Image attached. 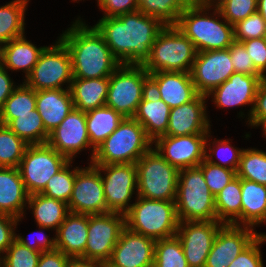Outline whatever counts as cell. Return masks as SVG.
Here are the masks:
<instances>
[{
    "instance_id": "obj_22",
    "label": "cell",
    "mask_w": 266,
    "mask_h": 267,
    "mask_svg": "<svg viewBox=\"0 0 266 267\" xmlns=\"http://www.w3.org/2000/svg\"><path fill=\"white\" fill-rule=\"evenodd\" d=\"M262 78L261 75H247L234 72L228 80L214 88L206 96L208 98L212 96V101L219 109L251 105L247 118L249 119L253 109L256 91Z\"/></svg>"
},
{
    "instance_id": "obj_35",
    "label": "cell",
    "mask_w": 266,
    "mask_h": 267,
    "mask_svg": "<svg viewBox=\"0 0 266 267\" xmlns=\"http://www.w3.org/2000/svg\"><path fill=\"white\" fill-rule=\"evenodd\" d=\"M36 109V91L25 82L18 85L0 109V124L6 126L16 115L32 114Z\"/></svg>"
},
{
    "instance_id": "obj_13",
    "label": "cell",
    "mask_w": 266,
    "mask_h": 267,
    "mask_svg": "<svg viewBox=\"0 0 266 267\" xmlns=\"http://www.w3.org/2000/svg\"><path fill=\"white\" fill-rule=\"evenodd\" d=\"M101 172L104 197L109 212L125 214L132 204L130 200L137 193L136 164L95 165ZM102 172L105 176L102 175Z\"/></svg>"
},
{
    "instance_id": "obj_12",
    "label": "cell",
    "mask_w": 266,
    "mask_h": 267,
    "mask_svg": "<svg viewBox=\"0 0 266 267\" xmlns=\"http://www.w3.org/2000/svg\"><path fill=\"white\" fill-rule=\"evenodd\" d=\"M125 227V214L109 212L88 215L85 259L107 263Z\"/></svg>"
},
{
    "instance_id": "obj_36",
    "label": "cell",
    "mask_w": 266,
    "mask_h": 267,
    "mask_svg": "<svg viewBox=\"0 0 266 267\" xmlns=\"http://www.w3.org/2000/svg\"><path fill=\"white\" fill-rule=\"evenodd\" d=\"M6 126L28 145L46 144L48 141L49 133L37 109L32 114L16 115Z\"/></svg>"
},
{
    "instance_id": "obj_10",
    "label": "cell",
    "mask_w": 266,
    "mask_h": 267,
    "mask_svg": "<svg viewBox=\"0 0 266 267\" xmlns=\"http://www.w3.org/2000/svg\"><path fill=\"white\" fill-rule=\"evenodd\" d=\"M73 80L72 60L65 44L57 39L41 52L31 74L24 82L35 91L70 88Z\"/></svg>"
},
{
    "instance_id": "obj_21",
    "label": "cell",
    "mask_w": 266,
    "mask_h": 267,
    "mask_svg": "<svg viewBox=\"0 0 266 267\" xmlns=\"http://www.w3.org/2000/svg\"><path fill=\"white\" fill-rule=\"evenodd\" d=\"M149 90L171 109L189 103L199 95L189 72L149 73Z\"/></svg>"
},
{
    "instance_id": "obj_4",
    "label": "cell",
    "mask_w": 266,
    "mask_h": 267,
    "mask_svg": "<svg viewBox=\"0 0 266 267\" xmlns=\"http://www.w3.org/2000/svg\"><path fill=\"white\" fill-rule=\"evenodd\" d=\"M143 126L134 118H124L107 139L96 149L93 165L136 162L153 147Z\"/></svg>"
},
{
    "instance_id": "obj_24",
    "label": "cell",
    "mask_w": 266,
    "mask_h": 267,
    "mask_svg": "<svg viewBox=\"0 0 266 267\" xmlns=\"http://www.w3.org/2000/svg\"><path fill=\"white\" fill-rule=\"evenodd\" d=\"M28 198L19 169L0 167V214L23 218Z\"/></svg>"
},
{
    "instance_id": "obj_30",
    "label": "cell",
    "mask_w": 266,
    "mask_h": 267,
    "mask_svg": "<svg viewBox=\"0 0 266 267\" xmlns=\"http://www.w3.org/2000/svg\"><path fill=\"white\" fill-rule=\"evenodd\" d=\"M28 208L32 210L37 226L42 230H58L70 212L64 201L47 197L41 193L29 195Z\"/></svg>"
},
{
    "instance_id": "obj_2",
    "label": "cell",
    "mask_w": 266,
    "mask_h": 267,
    "mask_svg": "<svg viewBox=\"0 0 266 267\" xmlns=\"http://www.w3.org/2000/svg\"><path fill=\"white\" fill-rule=\"evenodd\" d=\"M79 19L59 36L69 50L73 78L110 77L120 62L112 55L97 29Z\"/></svg>"
},
{
    "instance_id": "obj_52",
    "label": "cell",
    "mask_w": 266,
    "mask_h": 267,
    "mask_svg": "<svg viewBox=\"0 0 266 267\" xmlns=\"http://www.w3.org/2000/svg\"><path fill=\"white\" fill-rule=\"evenodd\" d=\"M264 118H266V77H263L258 85L253 109L247 122L253 128Z\"/></svg>"
},
{
    "instance_id": "obj_44",
    "label": "cell",
    "mask_w": 266,
    "mask_h": 267,
    "mask_svg": "<svg viewBox=\"0 0 266 267\" xmlns=\"http://www.w3.org/2000/svg\"><path fill=\"white\" fill-rule=\"evenodd\" d=\"M216 7L222 17L234 26L257 12V0H222Z\"/></svg>"
},
{
    "instance_id": "obj_61",
    "label": "cell",
    "mask_w": 266,
    "mask_h": 267,
    "mask_svg": "<svg viewBox=\"0 0 266 267\" xmlns=\"http://www.w3.org/2000/svg\"><path fill=\"white\" fill-rule=\"evenodd\" d=\"M0 267H2V256L0 255Z\"/></svg>"
},
{
    "instance_id": "obj_16",
    "label": "cell",
    "mask_w": 266,
    "mask_h": 267,
    "mask_svg": "<svg viewBox=\"0 0 266 267\" xmlns=\"http://www.w3.org/2000/svg\"><path fill=\"white\" fill-rule=\"evenodd\" d=\"M213 221H181L176 232L189 267H204L219 228Z\"/></svg>"
},
{
    "instance_id": "obj_28",
    "label": "cell",
    "mask_w": 266,
    "mask_h": 267,
    "mask_svg": "<svg viewBox=\"0 0 266 267\" xmlns=\"http://www.w3.org/2000/svg\"><path fill=\"white\" fill-rule=\"evenodd\" d=\"M109 77L81 79L73 78L70 92L74 108L88 112L105 106Z\"/></svg>"
},
{
    "instance_id": "obj_43",
    "label": "cell",
    "mask_w": 266,
    "mask_h": 267,
    "mask_svg": "<svg viewBox=\"0 0 266 267\" xmlns=\"http://www.w3.org/2000/svg\"><path fill=\"white\" fill-rule=\"evenodd\" d=\"M6 253V254H5ZM2 257V267H37L41 252L14 239Z\"/></svg>"
},
{
    "instance_id": "obj_32",
    "label": "cell",
    "mask_w": 266,
    "mask_h": 267,
    "mask_svg": "<svg viewBox=\"0 0 266 267\" xmlns=\"http://www.w3.org/2000/svg\"><path fill=\"white\" fill-rule=\"evenodd\" d=\"M124 117L106 105L86 112V126L91 143L92 162L96 149L117 129Z\"/></svg>"
},
{
    "instance_id": "obj_62",
    "label": "cell",
    "mask_w": 266,
    "mask_h": 267,
    "mask_svg": "<svg viewBox=\"0 0 266 267\" xmlns=\"http://www.w3.org/2000/svg\"><path fill=\"white\" fill-rule=\"evenodd\" d=\"M263 38H264V40H265V44H266V34L264 35V37H263Z\"/></svg>"
},
{
    "instance_id": "obj_38",
    "label": "cell",
    "mask_w": 266,
    "mask_h": 267,
    "mask_svg": "<svg viewBox=\"0 0 266 267\" xmlns=\"http://www.w3.org/2000/svg\"><path fill=\"white\" fill-rule=\"evenodd\" d=\"M29 145L0 124V167L18 168Z\"/></svg>"
},
{
    "instance_id": "obj_9",
    "label": "cell",
    "mask_w": 266,
    "mask_h": 267,
    "mask_svg": "<svg viewBox=\"0 0 266 267\" xmlns=\"http://www.w3.org/2000/svg\"><path fill=\"white\" fill-rule=\"evenodd\" d=\"M137 196L150 200L175 201L179 170L153 147L137 162Z\"/></svg>"
},
{
    "instance_id": "obj_7",
    "label": "cell",
    "mask_w": 266,
    "mask_h": 267,
    "mask_svg": "<svg viewBox=\"0 0 266 267\" xmlns=\"http://www.w3.org/2000/svg\"><path fill=\"white\" fill-rule=\"evenodd\" d=\"M197 51L193 42L175 25H166L151 47L150 57L143 64L148 73L189 72Z\"/></svg>"
},
{
    "instance_id": "obj_48",
    "label": "cell",
    "mask_w": 266,
    "mask_h": 267,
    "mask_svg": "<svg viewBox=\"0 0 266 267\" xmlns=\"http://www.w3.org/2000/svg\"><path fill=\"white\" fill-rule=\"evenodd\" d=\"M229 52L235 72L247 75H260L255 70L254 63L241 42L234 41L229 47Z\"/></svg>"
},
{
    "instance_id": "obj_8",
    "label": "cell",
    "mask_w": 266,
    "mask_h": 267,
    "mask_svg": "<svg viewBox=\"0 0 266 267\" xmlns=\"http://www.w3.org/2000/svg\"><path fill=\"white\" fill-rule=\"evenodd\" d=\"M149 90V73L143 65L120 64L109 77L105 105L124 118H133Z\"/></svg>"
},
{
    "instance_id": "obj_31",
    "label": "cell",
    "mask_w": 266,
    "mask_h": 267,
    "mask_svg": "<svg viewBox=\"0 0 266 267\" xmlns=\"http://www.w3.org/2000/svg\"><path fill=\"white\" fill-rule=\"evenodd\" d=\"M46 46L37 48L25 35L4 44L2 65L13 71L23 70L25 79L31 74L41 52Z\"/></svg>"
},
{
    "instance_id": "obj_19",
    "label": "cell",
    "mask_w": 266,
    "mask_h": 267,
    "mask_svg": "<svg viewBox=\"0 0 266 267\" xmlns=\"http://www.w3.org/2000/svg\"><path fill=\"white\" fill-rule=\"evenodd\" d=\"M47 144L70 161L79 152L90 148L86 112L73 108L59 126L49 133Z\"/></svg>"
},
{
    "instance_id": "obj_20",
    "label": "cell",
    "mask_w": 266,
    "mask_h": 267,
    "mask_svg": "<svg viewBox=\"0 0 266 267\" xmlns=\"http://www.w3.org/2000/svg\"><path fill=\"white\" fill-rule=\"evenodd\" d=\"M256 237L257 231L251 227L223 224L218 230L204 267H228Z\"/></svg>"
},
{
    "instance_id": "obj_34",
    "label": "cell",
    "mask_w": 266,
    "mask_h": 267,
    "mask_svg": "<svg viewBox=\"0 0 266 267\" xmlns=\"http://www.w3.org/2000/svg\"><path fill=\"white\" fill-rule=\"evenodd\" d=\"M29 0H12L0 6V40L4 43L25 34V11Z\"/></svg>"
},
{
    "instance_id": "obj_1",
    "label": "cell",
    "mask_w": 266,
    "mask_h": 267,
    "mask_svg": "<svg viewBox=\"0 0 266 267\" xmlns=\"http://www.w3.org/2000/svg\"><path fill=\"white\" fill-rule=\"evenodd\" d=\"M94 27L120 64L143 65L165 25L137 10L118 17L101 18Z\"/></svg>"
},
{
    "instance_id": "obj_37",
    "label": "cell",
    "mask_w": 266,
    "mask_h": 267,
    "mask_svg": "<svg viewBox=\"0 0 266 267\" xmlns=\"http://www.w3.org/2000/svg\"><path fill=\"white\" fill-rule=\"evenodd\" d=\"M138 10L160 20L165 26L176 25L189 0H136Z\"/></svg>"
},
{
    "instance_id": "obj_57",
    "label": "cell",
    "mask_w": 266,
    "mask_h": 267,
    "mask_svg": "<svg viewBox=\"0 0 266 267\" xmlns=\"http://www.w3.org/2000/svg\"><path fill=\"white\" fill-rule=\"evenodd\" d=\"M222 0H189L190 4L200 6H217Z\"/></svg>"
},
{
    "instance_id": "obj_14",
    "label": "cell",
    "mask_w": 266,
    "mask_h": 267,
    "mask_svg": "<svg viewBox=\"0 0 266 267\" xmlns=\"http://www.w3.org/2000/svg\"><path fill=\"white\" fill-rule=\"evenodd\" d=\"M68 208L70 212L87 215L108 213L101 172L92 163L76 171Z\"/></svg>"
},
{
    "instance_id": "obj_46",
    "label": "cell",
    "mask_w": 266,
    "mask_h": 267,
    "mask_svg": "<svg viewBox=\"0 0 266 267\" xmlns=\"http://www.w3.org/2000/svg\"><path fill=\"white\" fill-rule=\"evenodd\" d=\"M266 34V22L256 12L234 25V41L243 42L263 38Z\"/></svg>"
},
{
    "instance_id": "obj_60",
    "label": "cell",
    "mask_w": 266,
    "mask_h": 267,
    "mask_svg": "<svg viewBox=\"0 0 266 267\" xmlns=\"http://www.w3.org/2000/svg\"><path fill=\"white\" fill-rule=\"evenodd\" d=\"M4 44L5 43L0 40V65L3 62Z\"/></svg>"
},
{
    "instance_id": "obj_39",
    "label": "cell",
    "mask_w": 266,
    "mask_h": 267,
    "mask_svg": "<svg viewBox=\"0 0 266 267\" xmlns=\"http://www.w3.org/2000/svg\"><path fill=\"white\" fill-rule=\"evenodd\" d=\"M236 173L239 178L266 185V152L244 149Z\"/></svg>"
},
{
    "instance_id": "obj_23",
    "label": "cell",
    "mask_w": 266,
    "mask_h": 267,
    "mask_svg": "<svg viewBox=\"0 0 266 267\" xmlns=\"http://www.w3.org/2000/svg\"><path fill=\"white\" fill-rule=\"evenodd\" d=\"M207 98L206 95L199 94L189 103L172 108L165 135L187 136L211 132L210 126L212 125H210L205 104Z\"/></svg>"
},
{
    "instance_id": "obj_59",
    "label": "cell",
    "mask_w": 266,
    "mask_h": 267,
    "mask_svg": "<svg viewBox=\"0 0 266 267\" xmlns=\"http://www.w3.org/2000/svg\"><path fill=\"white\" fill-rule=\"evenodd\" d=\"M259 126H262L260 127L262 130H263V135L266 137V118L262 119L257 125L256 127H259Z\"/></svg>"
},
{
    "instance_id": "obj_5",
    "label": "cell",
    "mask_w": 266,
    "mask_h": 267,
    "mask_svg": "<svg viewBox=\"0 0 266 267\" xmlns=\"http://www.w3.org/2000/svg\"><path fill=\"white\" fill-rule=\"evenodd\" d=\"M178 224L175 201L137 196L125 213V227L154 240L175 236Z\"/></svg>"
},
{
    "instance_id": "obj_26",
    "label": "cell",
    "mask_w": 266,
    "mask_h": 267,
    "mask_svg": "<svg viewBox=\"0 0 266 267\" xmlns=\"http://www.w3.org/2000/svg\"><path fill=\"white\" fill-rule=\"evenodd\" d=\"M73 108L74 104L69 89L36 91V109L48 133L58 127Z\"/></svg>"
},
{
    "instance_id": "obj_56",
    "label": "cell",
    "mask_w": 266,
    "mask_h": 267,
    "mask_svg": "<svg viewBox=\"0 0 266 267\" xmlns=\"http://www.w3.org/2000/svg\"><path fill=\"white\" fill-rule=\"evenodd\" d=\"M67 267H106V264L82 257H70Z\"/></svg>"
},
{
    "instance_id": "obj_50",
    "label": "cell",
    "mask_w": 266,
    "mask_h": 267,
    "mask_svg": "<svg viewBox=\"0 0 266 267\" xmlns=\"http://www.w3.org/2000/svg\"><path fill=\"white\" fill-rule=\"evenodd\" d=\"M98 6L104 12L102 18L118 17L138 10L136 0H99Z\"/></svg>"
},
{
    "instance_id": "obj_42",
    "label": "cell",
    "mask_w": 266,
    "mask_h": 267,
    "mask_svg": "<svg viewBox=\"0 0 266 267\" xmlns=\"http://www.w3.org/2000/svg\"><path fill=\"white\" fill-rule=\"evenodd\" d=\"M72 161H70L65 167H63L57 174L53 175L41 192V194L64 201L68 204L75 182L76 171L80 167L73 168L74 170L69 169Z\"/></svg>"
},
{
    "instance_id": "obj_47",
    "label": "cell",
    "mask_w": 266,
    "mask_h": 267,
    "mask_svg": "<svg viewBox=\"0 0 266 267\" xmlns=\"http://www.w3.org/2000/svg\"><path fill=\"white\" fill-rule=\"evenodd\" d=\"M266 243V234L257 233V237L241 251L228 267H264L260 246Z\"/></svg>"
},
{
    "instance_id": "obj_53",
    "label": "cell",
    "mask_w": 266,
    "mask_h": 267,
    "mask_svg": "<svg viewBox=\"0 0 266 267\" xmlns=\"http://www.w3.org/2000/svg\"><path fill=\"white\" fill-rule=\"evenodd\" d=\"M39 235L41 236L38 237L36 235L38 238L37 237L35 238V241L37 242L29 241L30 239L29 240L25 239L24 236H20L18 234H15V239L24 246L28 247L29 249L38 252L52 251L56 249V238L54 237L49 238L48 235L44 234L42 230H39Z\"/></svg>"
},
{
    "instance_id": "obj_49",
    "label": "cell",
    "mask_w": 266,
    "mask_h": 267,
    "mask_svg": "<svg viewBox=\"0 0 266 267\" xmlns=\"http://www.w3.org/2000/svg\"><path fill=\"white\" fill-rule=\"evenodd\" d=\"M254 63L255 70L266 77V44L264 38L250 39L241 42Z\"/></svg>"
},
{
    "instance_id": "obj_51",
    "label": "cell",
    "mask_w": 266,
    "mask_h": 267,
    "mask_svg": "<svg viewBox=\"0 0 266 267\" xmlns=\"http://www.w3.org/2000/svg\"><path fill=\"white\" fill-rule=\"evenodd\" d=\"M22 218L0 214V254H4L15 239V228Z\"/></svg>"
},
{
    "instance_id": "obj_41",
    "label": "cell",
    "mask_w": 266,
    "mask_h": 267,
    "mask_svg": "<svg viewBox=\"0 0 266 267\" xmlns=\"http://www.w3.org/2000/svg\"><path fill=\"white\" fill-rule=\"evenodd\" d=\"M210 135L211 133L208 132L205 144V160L212 164L237 171L244 148L238 149L236 147L234 148V146L232 147L229 142L230 140L228 139H214V141L211 143L214 144L212 146L215 147L213 149L211 147L208 148L209 145L211 146L210 142L208 141L210 139L209 137H211ZM208 150L211 153H209ZM214 157L218 158L219 162L213 160Z\"/></svg>"
},
{
    "instance_id": "obj_45",
    "label": "cell",
    "mask_w": 266,
    "mask_h": 267,
    "mask_svg": "<svg viewBox=\"0 0 266 267\" xmlns=\"http://www.w3.org/2000/svg\"><path fill=\"white\" fill-rule=\"evenodd\" d=\"M198 167L202 170L205 182L214 196L237 176L235 170L212 164L205 159Z\"/></svg>"
},
{
    "instance_id": "obj_29",
    "label": "cell",
    "mask_w": 266,
    "mask_h": 267,
    "mask_svg": "<svg viewBox=\"0 0 266 267\" xmlns=\"http://www.w3.org/2000/svg\"><path fill=\"white\" fill-rule=\"evenodd\" d=\"M241 224L255 228L266 219V185L241 178Z\"/></svg>"
},
{
    "instance_id": "obj_55",
    "label": "cell",
    "mask_w": 266,
    "mask_h": 267,
    "mask_svg": "<svg viewBox=\"0 0 266 267\" xmlns=\"http://www.w3.org/2000/svg\"><path fill=\"white\" fill-rule=\"evenodd\" d=\"M17 86L11 80L8 70L0 65V109L5 104V101L10 97L11 93Z\"/></svg>"
},
{
    "instance_id": "obj_58",
    "label": "cell",
    "mask_w": 266,
    "mask_h": 267,
    "mask_svg": "<svg viewBox=\"0 0 266 267\" xmlns=\"http://www.w3.org/2000/svg\"><path fill=\"white\" fill-rule=\"evenodd\" d=\"M257 12L262 16L266 22V0H257Z\"/></svg>"
},
{
    "instance_id": "obj_54",
    "label": "cell",
    "mask_w": 266,
    "mask_h": 267,
    "mask_svg": "<svg viewBox=\"0 0 266 267\" xmlns=\"http://www.w3.org/2000/svg\"><path fill=\"white\" fill-rule=\"evenodd\" d=\"M70 257L58 249L41 252L37 267H67Z\"/></svg>"
},
{
    "instance_id": "obj_11",
    "label": "cell",
    "mask_w": 266,
    "mask_h": 267,
    "mask_svg": "<svg viewBox=\"0 0 266 267\" xmlns=\"http://www.w3.org/2000/svg\"><path fill=\"white\" fill-rule=\"evenodd\" d=\"M69 162L47 143L29 145L18 167L29 195L41 193L48 180Z\"/></svg>"
},
{
    "instance_id": "obj_27",
    "label": "cell",
    "mask_w": 266,
    "mask_h": 267,
    "mask_svg": "<svg viewBox=\"0 0 266 267\" xmlns=\"http://www.w3.org/2000/svg\"><path fill=\"white\" fill-rule=\"evenodd\" d=\"M170 111L171 108L161 98L148 90L133 118L143 126L147 136L154 142L166 134Z\"/></svg>"
},
{
    "instance_id": "obj_15",
    "label": "cell",
    "mask_w": 266,
    "mask_h": 267,
    "mask_svg": "<svg viewBox=\"0 0 266 267\" xmlns=\"http://www.w3.org/2000/svg\"><path fill=\"white\" fill-rule=\"evenodd\" d=\"M234 72L228 48L197 52L190 74L196 91L208 95Z\"/></svg>"
},
{
    "instance_id": "obj_6",
    "label": "cell",
    "mask_w": 266,
    "mask_h": 267,
    "mask_svg": "<svg viewBox=\"0 0 266 267\" xmlns=\"http://www.w3.org/2000/svg\"><path fill=\"white\" fill-rule=\"evenodd\" d=\"M175 205L179 222L217 220L214 195L199 167L179 170Z\"/></svg>"
},
{
    "instance_id": "obj_17",
    "label": "cell",
    "mask_w": 266,
    "mask_h": 267,
    "mask_svg": "<svg viewBox=\"0 0 266 267\" xmlns=\"http://www.w3.org/2000/svg\"><path fill=\"white\" fill-rule=\"evenodd\" d=\"M208 134L187 136L164 135L153 143L154 149L178 170L198 167L205 159V144Z\"/></svg>"
},
{
    "instance_id": "obj_25",
    "label": "cell",
    "mask_w": 266,
    "mask_h": 267,
    "mask_svg": "<svg viewBox=\"0 0 266 267\" xmlns=\"http://www.w3.org/2000/svg\"><path fill=\"white\" fill-rule=\"evenodd\" d=\"M56 249L69 257L85 258L88 215L69 212L55 232Z\"/></svg>"
},
{
    "instance_id": "obj_18",
    "label": "cell",
    "mask_w": 266,
    "mask_h": 267,
    "mask_svg": "<svg viewBox=\"0 0 266 267\" xmlns=\"http://www.w3.org/2000/svg\"><path fill=\"white\" fill-rule=\"evenodd\" d=\"M155 242L124 227L106 267H153Z\"/></svg>"
},
{
    "instance_id": "obj_33",
    "label": "cell",
    "mask_w": 266,
    "mask_h": 267,
    "mask_svg": "<svg viewBox=\"0 0 266 267\" xmlns=\"http://www.w3.org/2000/svg\"><path fill=\"white\" fill-rule=\"evenodd\" d=\"M214 198L217 221L241 226V178L236 176Z\"/></svg>"
},
{
    "instance_id": "obj_3",
    "label": "cell",
    "mask_w": 266,
    "mask_h": 267,
    "mask_svg": "<svg viewBox=\"0 0 266 267\" xmlns=\"http://www.w3.org/2000/svg\"><path fill=\"white\" fill-rule=\"evenodd\" d=\"M212 9L213 14L209 15ZM175 26L193 42L197 52L228 49L234 42V26L222 17L216 6L189 4Z\"/></svg>"
},
{
    "instance_id": "obj_40",
    "label": "cell",
    "mask_w": 266,
    "mask_h": 267,
    "mask_svg": "<svg viewBox=\"0 0 266 267\" xmlns=\"http://www.w3.org/2000/svg\"><path fill=\"white\" fill-rule=\"evenodd\" d=\"M153 267H189L177 235L156 240Z\"/></svg>"
}]
</instances>
